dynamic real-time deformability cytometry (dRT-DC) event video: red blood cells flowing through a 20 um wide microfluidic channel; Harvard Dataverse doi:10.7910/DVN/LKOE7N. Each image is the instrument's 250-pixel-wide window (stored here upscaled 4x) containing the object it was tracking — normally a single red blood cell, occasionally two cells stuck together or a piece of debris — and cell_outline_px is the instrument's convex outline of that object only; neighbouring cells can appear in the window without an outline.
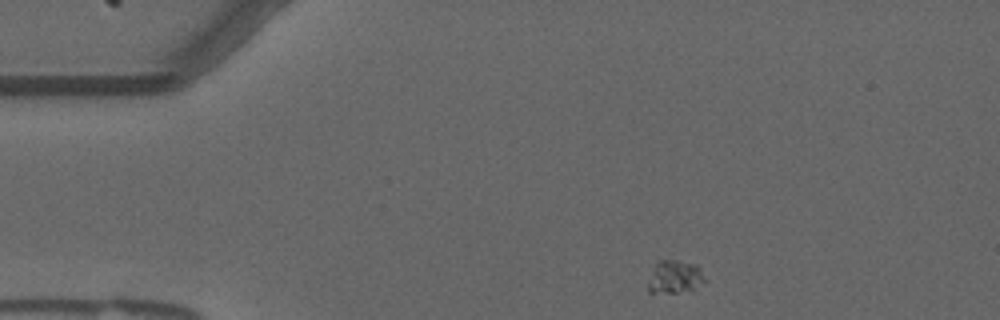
{"species": "common noctule bat (a hibernating species)", "species_latin": "Nyctalus noctula", "temperature_condition": "warm", "stored_images_in_passage": 48, "camera_frame_rate_fps": 3000, "um_per_image_px": 0.085, "animal": {"sex": "male", "forearm_length_mm": 52.5}, "frame": {"image": 1, "passage_image": 1, "time_ms": 0.0, "image_size_px": [1000, 320], "cell_outline_px": [[704, 280], [692, 292], [648, 292], [648, 284], [656, 264], [660, 260], [676, 260], [696, 264], [700, 268], [704, 276]], "centroid_in_image_um": [57.4, 23.55], "position_along_channel_um": 27.6, "area_um2": 10.75}}
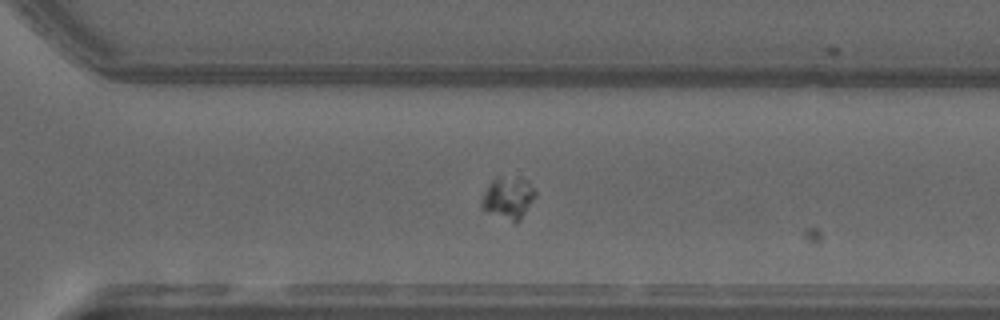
{"frame": {"image": 2, "passage_image": 31, "time_ms": 10.0, "image_size_px": [1000, 320], "cell_outline_px": [[536, 196], [516, 224], [512, 224], [484, 208], [480, 204], [480, 200], [488, 184], [496, 176], [500, 176], [528, 180], [536, 192]], "centroid_in_image_um": [43.19, 16.81], "position_along_channel_um": 327.4, "area_um2": 13.12}}
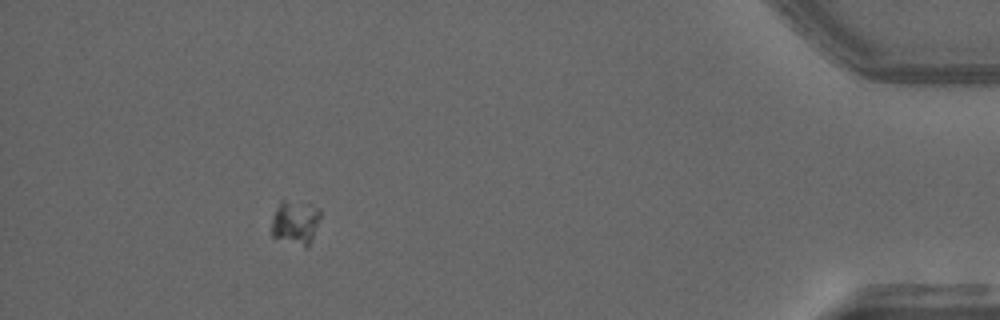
{"frame": {"image": 3, "passage_image": 43, "time_ms": 14.0, "image_size_px": [1000, 320], "cell_outline_px": [[320, 216], [308, 248], [304, 248], [272, 236], [272, 220], [276, 208], [280, 200], [284, 200], [312, 204], [320, 208]], "centroid_in_image_um": [25.11, 18.9], "position_along_channel_um": 410.1, "area_um2": 12.6}, "authors_computed_cell_mechanics": {"area_um2": 11.0687, "velocity_mm_per_s": 3.5899, "shape_relaxation_time_tau1_ms": 5.3424, "shape_relaxation_time_tau2_ms": null, "deformation_change_tau1": 0.0921, "deformation_change_tau2": null}}